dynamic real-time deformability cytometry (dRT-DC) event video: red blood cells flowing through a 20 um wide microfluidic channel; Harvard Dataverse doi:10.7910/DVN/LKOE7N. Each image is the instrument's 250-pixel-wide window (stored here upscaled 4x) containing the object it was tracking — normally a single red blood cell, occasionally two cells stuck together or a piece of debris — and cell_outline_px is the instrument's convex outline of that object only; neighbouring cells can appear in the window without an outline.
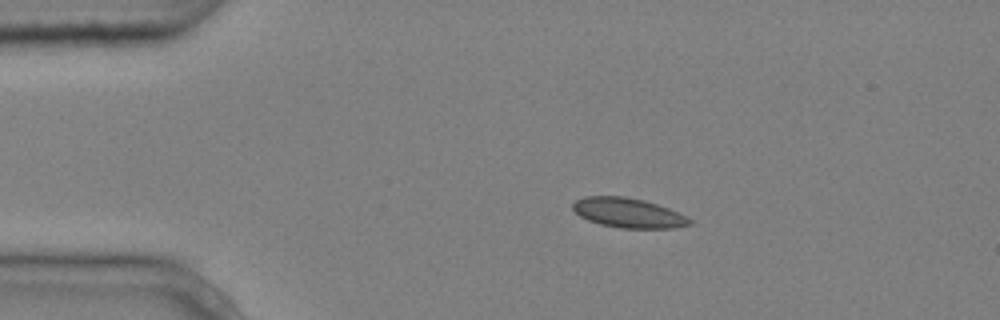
{"species": "common noctule bat (a hibernating species)", "species_latin": "Nyctalus noctula", "temperature_condition": "cold", "stored_images_in_passage": 3, "camera_frame_rate_fps": 3000, "um_per_image_px": 0.085, "animal": {"sex": "male", "body_mass_g": 20.4}, "frame": {"image": 1, "passage_image": 2, "time_ms": 0.333, "image_size_px": [1000, 320], "cell_outline_px": [[692, 224], [676, 228], [620, 228], [600, 224], [588, 220], [580, 216], [572, 208], [572, 204], [576, 200], [584, 196], [624, 196], [644, 200], [668, 208], [692, 220]], "centroid_in_image_um": [53.38, 18.09], "position_along_channel_um": 31.6, "area_um2": 20.11}}